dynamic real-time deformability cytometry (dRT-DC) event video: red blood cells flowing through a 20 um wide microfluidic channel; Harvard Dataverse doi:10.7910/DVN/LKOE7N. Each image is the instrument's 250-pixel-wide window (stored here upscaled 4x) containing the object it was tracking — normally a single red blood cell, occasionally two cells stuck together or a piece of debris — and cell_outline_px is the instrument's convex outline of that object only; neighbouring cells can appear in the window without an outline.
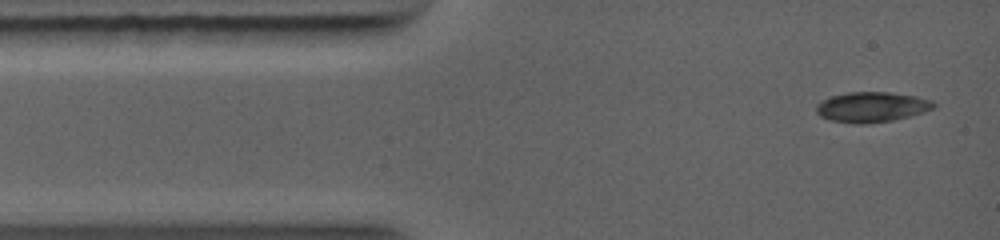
{"species": "common noctule bat (a hibernating species)", "species_latin": "Nyctalus noctula", "temperature_condition": "warm", "stored_images_in_passage": 6, "camera_frame_rate_fps": 5000, "um_per_image_px": 0.085, "animal": {"sex": "female", "body_mass_g": 19.0, "forearm_length_mm": 56.7}, "frame": {"image": 1, "passage_image": 1, "time_ms": 0.0, "image_size_px": [1000, 240], "cell_outline_px": [[936, 104], [932, 108], [908, 116], [892, 120], [864, 124], [860, 124], [832, 120], [820, 116], [816, 112], [816, 104], [832, 96], [848, 92], [888, 92], [916, 96], [932, 100]], "centroid_in_image_um": [74.07, 9.09], "position_along_channel_um": 10.9, "area_um2": 20.29}}
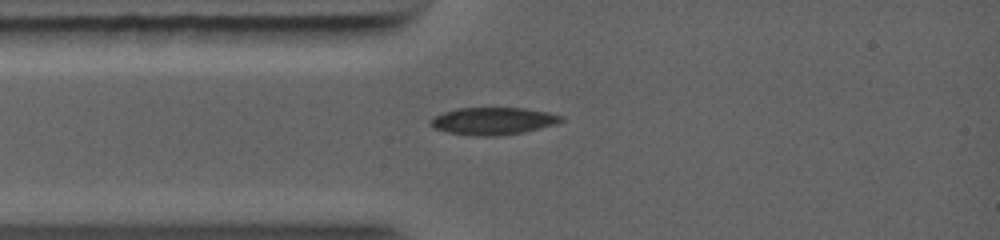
{"frame": {"image": 2, "passage_image": 4, "time_ms": 1.8, "image_size_px": [1000, 240], "cell_outline_px": [[564, 120], [556, 124], [524, 132], [496, 136], [476, 136], [448, 132], [432, 128], [428, 120], [444, 112], [456, 108], [524, 108], [548, 112], [564, 116]], "centroid_in_image_um": [41.91, 10.28], "position_along_channel_um": 43.1, "area_um2": 20.87}}
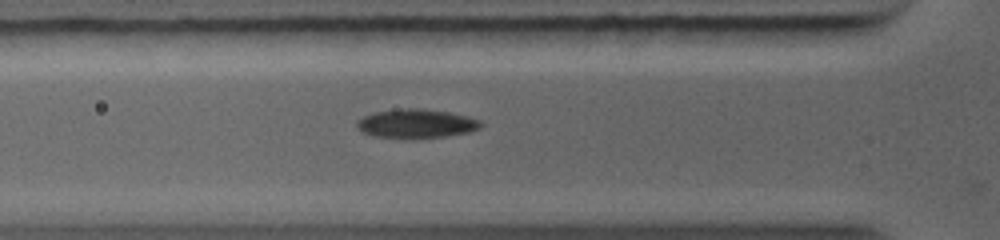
{"frame": {"image": 3, "passage_image": 6, "time_ms": 2.8, "image_size_px": [1000, 240], "cell_outline_px": [[484, 124], [480, 128], [472, 132], [444, 136], [372, 136], [360, 132], [356, 124], [356, 120], [364, 116], [376, 112], [408, 108], [420, 108], [448, 112], [468, 116], [480, 120]], "centroid_in_image_um": [35.42, 10.48], "position_along_channel_um": 90.4, "area_um2": 20.35}}